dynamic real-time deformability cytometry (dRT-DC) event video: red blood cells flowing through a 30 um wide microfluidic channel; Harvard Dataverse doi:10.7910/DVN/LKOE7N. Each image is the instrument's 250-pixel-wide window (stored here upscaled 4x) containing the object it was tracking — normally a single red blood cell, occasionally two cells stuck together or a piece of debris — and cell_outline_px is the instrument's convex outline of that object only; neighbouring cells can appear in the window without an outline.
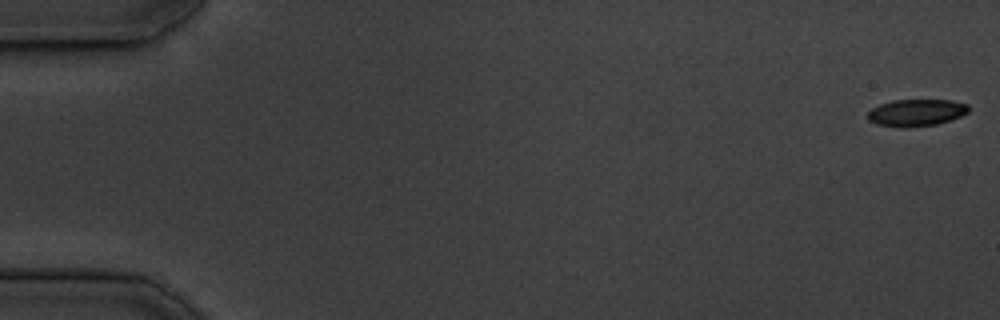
{"species": "common noctule bat (a hibernating species)", "species_latin": "Nyctalus noctula", "temperature_condition": "cold", "stored_images_in_passage": 55, "camera_frame_rate_fps": 3000, "um_per_image_px": 0.085, "animal": {"sex": "male", "body_mass_g": 19.5, "forearm_length_mm": 54.6}, "frame": {"image": 1, "passage_image": 1, "time_ms": 0.0, "image_size_px": [1000, 320], "cell_outline_px": [[968, 112], [960, 116], [936, 124], [908, 128], [900, 128], [876, 124], [868, 120], [868, 112], [872, 108], [880, 104], [892, 100], [952, 100], [968, 104]], "centroid_in_image_um": [77.85, 9.58], "position_along_channel_um": 7.1, "area_um2": 15.9}}
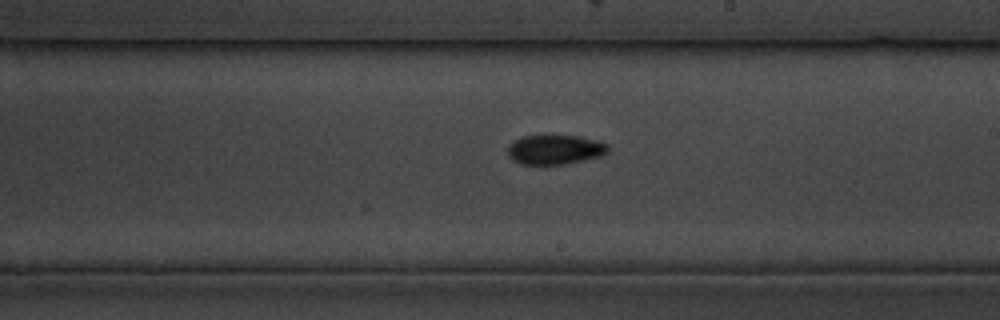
{"frame": {"image": 2, "passage_image": 32, "time_ms": 10.333, "image_size_px": [1000, 320], "cell_outline_px": [[608, 152], [600, 156], [584, 160], [564, 164], [520, 164], [512, 160], [508, 156], [508, 148], [516, 140], [524, 136], [576, 136], [608, 144]], "centroid_in_image_um": [47.16, 12.73], "position_along_channel_um": 241.8, "area_um2": 16.88}}
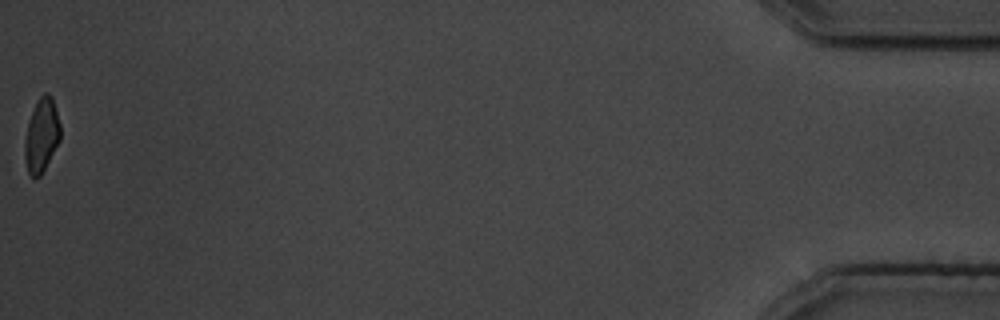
{"frame": {"image": 3, "passage_image": 55, "time_ms": 18.0, "image_size_px": [1000, 320], "cell_outline_px": [[60, 140], [40, 176], [32, 180], [28, 172], [24, 156], [24, 140], [28, 124], [32, 112], [40, 96], [44, 92], [48, 92], [52, 96], [60, 124]], "centroid_in_image_um": [3.52, 11.52], "position_along_channel_um": 431.7, "area_um2": 15.26}, "authors_computed_cell_mechanics": {"area_um2": 16.762, "velocity_mm_per_s": 3.7125, "shape_relaxation_time_tau1_ms": 2.9898, "shape_relaxation_time_tau2_ms": 5.2346, "deformation_change_tau1": 0.1111, "deformation_change_tau2": 0.0923}}